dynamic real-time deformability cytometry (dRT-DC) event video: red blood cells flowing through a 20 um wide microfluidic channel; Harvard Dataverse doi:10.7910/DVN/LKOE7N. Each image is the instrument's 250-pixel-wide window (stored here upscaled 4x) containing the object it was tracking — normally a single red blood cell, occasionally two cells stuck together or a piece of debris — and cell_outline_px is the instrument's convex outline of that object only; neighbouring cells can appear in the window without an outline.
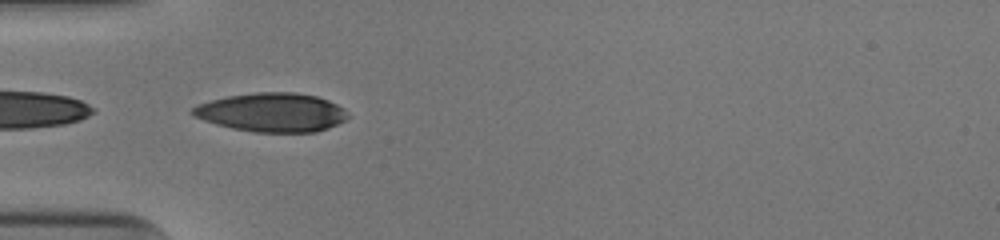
{"species": "human", "species_latin": "Homo sapiens", "temperature_condition": "cold", "stored_images_in_passage": 35, "camera_frame_rate_fps": 3000, "um_per_image_px": 0.085, "donor": {"sex": "male"}, "frame": {"image": 1, "passage_image": 1, "time_ms": 0.0, "image_size_px": [1000, 240], "cell_outline_px": [[348, 116], [344, 120], [328, 128], [316, 132], [252, 132], [232, 128], [216, 124], [192, 116], [188, 112], [196, 104], [228, 96], [256, 92], [296, 92], [316, 96], [328, 100], [344, 108]], "centroid_in_image_um": [23.07, 9.55], "position_along_channel_um": 61.9, "area_um2": 35.2}}
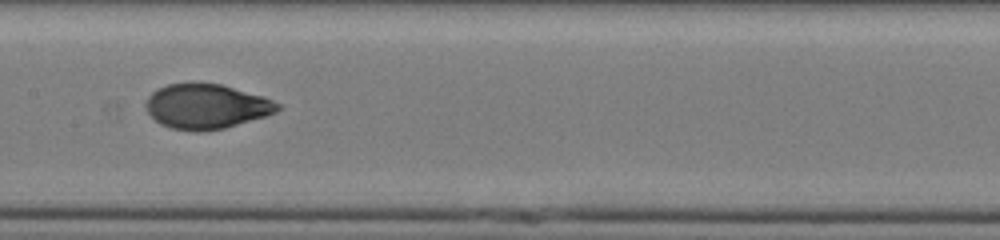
{"frame": {"image": 2, "passage_image": 11, "time_ms": 3.333, "image_size_px": [1000, 240], "cell_outline_px": [[280, 108], [276, 112], [264, 116], [224, 128], [200, 132], [196, 132], [172, 128], [160, 124], [148, 112], [144, 104], [148, 96], [152, 92], [168, 84], [192, 80], [220, 84], [264, 96], [280, 104]], "centroid_in_image_um": [17.51, 9.01], "position_along_channel_um": 189.9, "area_um2": 34.74}}
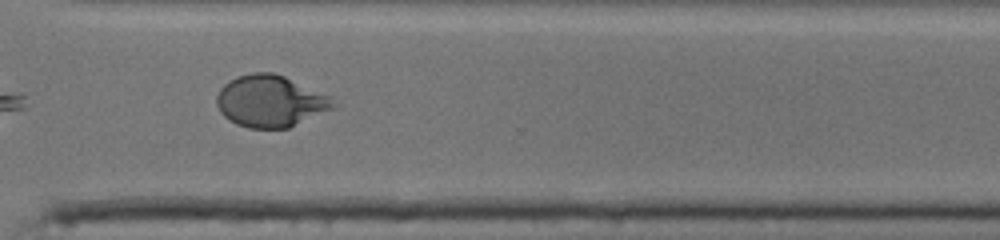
{"frame": {"image": 3, "passage_image": 23, "time_ms": 7.333, "image_size_px": [1000, 240], "cell_outline_px": [[336, 104], [332, 108], [288, 128], [248, 128], [236, 124], [224, 116], [220, 112], [216, 104], [216, 96], [220, 88], [224, 84], [236, 76], [252, 72], [272, 72], [284, 76], [332, 96]], "centroid_in_image_um": [22.96, 8.58], "position_along_channel_um": 347.6, "area_um2": 35.14}, "authors_computed_cell_mechanics": {"area_um2": 34.969, "velocity_mm_per_s": 3.9454, "shape_relaxation_time_tau1_ms": 4.4467, "shape_relaxation_time_tau2_ms": 0.7203, "deformation_change_tau1": 0.1959, "deformation_change_tau2": 0.0452}}